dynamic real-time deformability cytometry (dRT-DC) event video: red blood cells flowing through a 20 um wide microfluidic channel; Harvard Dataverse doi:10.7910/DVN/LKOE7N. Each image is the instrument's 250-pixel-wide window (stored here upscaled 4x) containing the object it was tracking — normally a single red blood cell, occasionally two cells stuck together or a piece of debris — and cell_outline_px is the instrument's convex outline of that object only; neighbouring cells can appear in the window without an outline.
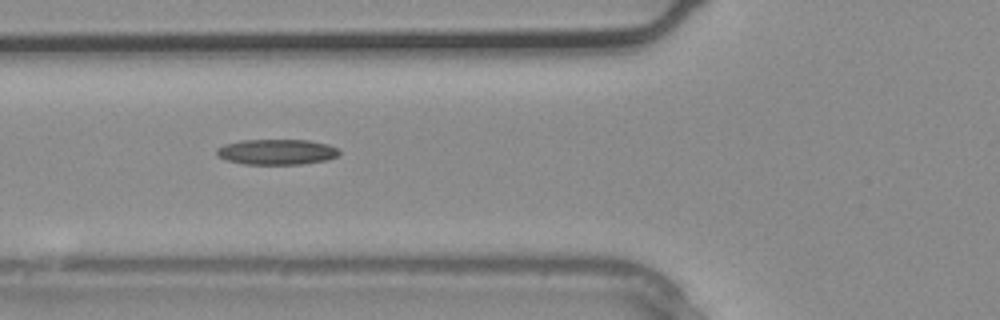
{"species": "common noctule bat (a hibernating species)", "species_latin": "Nyctalus noctula", "temperature_condition": "warm", "stored_images_in_passage": 3, "camera_frame_rate_fps": 3000, "um_per_image_px": 0.085, "animal": {"sex": "male", "body_mass_g": 20.4}, "frame": {"image": 1, "passage_image": 3, "time_ms": 0.667, "image_size_px": [1000, 320], "cell_outline_px": [[340, 156], [328, 160], [304, 164], [244, 164], [228, 160], [220, 156], [216, 152], [216, 148], [224, 144], [244, 140], [308, 140], [328, 144], [336, 148], [340, 152]], "centroid_in_image_um": [23.57, 12.91], "position_along_channel_um": 102.2, "area_um2": 18.21}}